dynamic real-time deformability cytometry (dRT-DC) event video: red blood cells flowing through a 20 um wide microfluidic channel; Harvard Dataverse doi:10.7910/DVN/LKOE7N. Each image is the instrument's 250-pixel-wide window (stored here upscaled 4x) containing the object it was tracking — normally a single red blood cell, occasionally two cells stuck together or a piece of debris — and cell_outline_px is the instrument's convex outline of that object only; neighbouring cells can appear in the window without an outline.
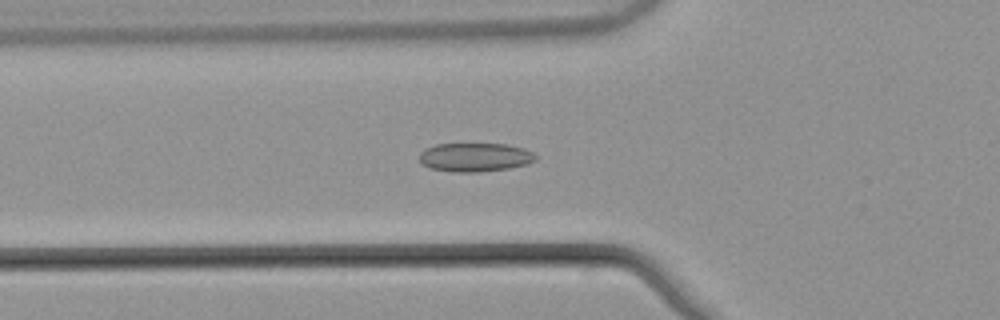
{"species": "common noctule bat (a hibernating species)", "species_latin": "Nyctalus noctula", "temperature_condition": "warm", "stored_images_in_passage": 48, "camera_frame_rate_fps": 3000, "um_per_image_px": 0.085, "animal": {"sex": "male", "body_mass_g": 21.5, "forearm_length_mm": 52.0}, "frame": {"image": 1, "passage_image": 16, "time_ms": 5.0, "image_size_px": [1000, 320], "cell_outline_px": [[536, 160], [528, 164], [508, 168], [480, 172], [452, 172], [428, 168], [420, 164], [420, 152], [424, 148], [436, 144], [504, 144], [524, 148], [532, 152], [536, 156]], "centroid_in_image_um": [40.33, 13.37], "position_along_channel_um": 85.5, "area_um2": 19.65}}
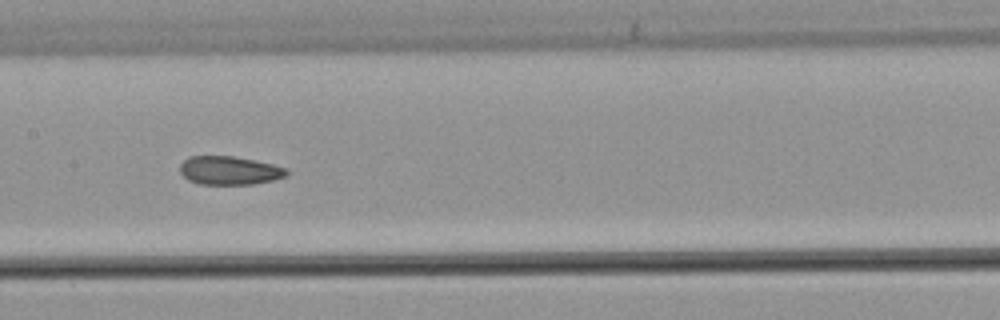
{"frame": {"image": 2, "passage_image": 24, "time_ms": 7.667, "image_size_px": [1000, 320], "cell_outline_px": [[288, 176], [272, 180], [252, 184], [200, 184], [188, 180], [180, 172], [180, 164], [188, 156], [232, 156], [272, 164], [284, 168], [288, 172]], "centroid_in_image_um": [19.47, 14.49], "position_along_channel_um": 187.9, "area_um2": 17.57}}
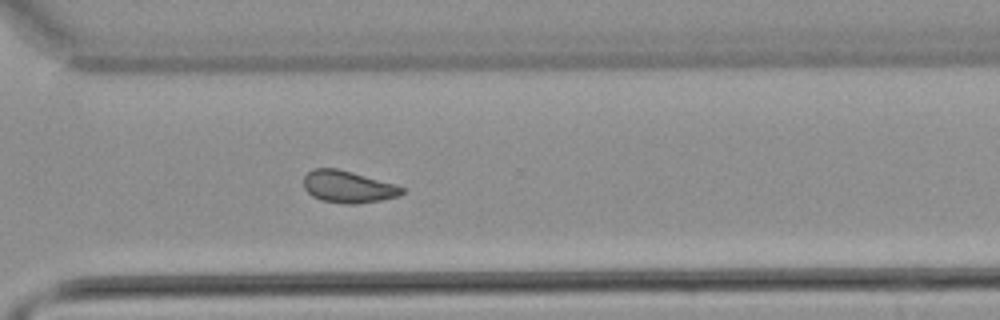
{"frame": {"image": 3, "passage_image": 36, "time_ms": 11.667, "image_size_px": [1000, 320], "cell_outline_px": [[404, 192], [400, 196], [380, 200], [356, 204], [344, 204], [320, 200], [312, 196], [304, 188], [304, 176], [312, 168], [336, 168], [352, 172], [392, 184], [404, 188]], "centroid_in_image_um": [29.54, 15.88], "position_along_channel_um": 341.1, "area_um2": 18.21}, "authors_computed_cell_mechanics": {"area_um2": 18.5827, "velocity_mm_per_s": 3.8285, "shape_relaxation_time_tau1_ms": null, "shape_relaxation_time_tau2_ms": 2.4575, "deformation_change_tau1": null, "deformation_change_tau2": 0.0704}}